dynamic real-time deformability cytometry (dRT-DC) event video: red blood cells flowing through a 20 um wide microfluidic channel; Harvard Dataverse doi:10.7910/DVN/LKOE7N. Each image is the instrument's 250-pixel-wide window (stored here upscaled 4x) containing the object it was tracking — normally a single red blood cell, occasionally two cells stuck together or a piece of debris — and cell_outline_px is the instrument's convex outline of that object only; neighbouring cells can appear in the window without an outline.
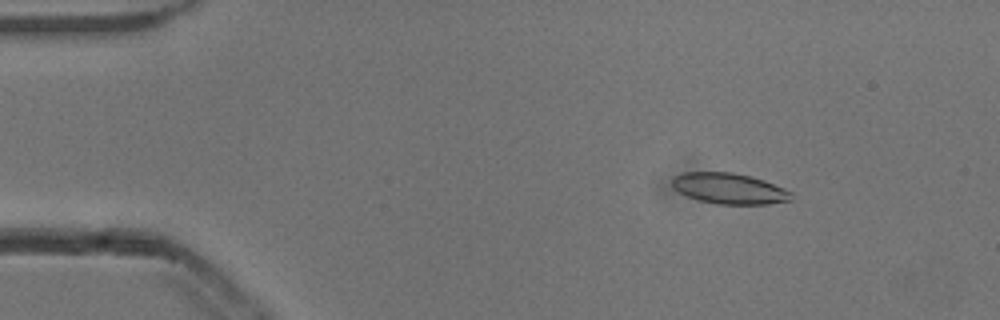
{"species": "common noctule bat (a hibernating species)", "species_latin": "Nyctalus noctula", "temperature_condition": "cold", "stored_images_in_passage": 52, "camera_frame_rate_fps": 3000, "um_per_image_px": 0.085, "animal": {"sex": "male", "body_mass_g": 13.3}, "frame": {"image": 1, "passage_image": 6, "time_ms": 1.667, "image_size_px": [1000, 320], "cell_outline_px": [[792, 200], [768, 204], [716, 204], [700, 200], [688, 196], [672, 188], [672, 180], [680, 172], [732, 172], [764, 180], [784, 188], [792, 192]], "centroid_in_image_um": [61.99, 16.02], "position_along_channel_um": 23.0, "area_um2": 21.33}}
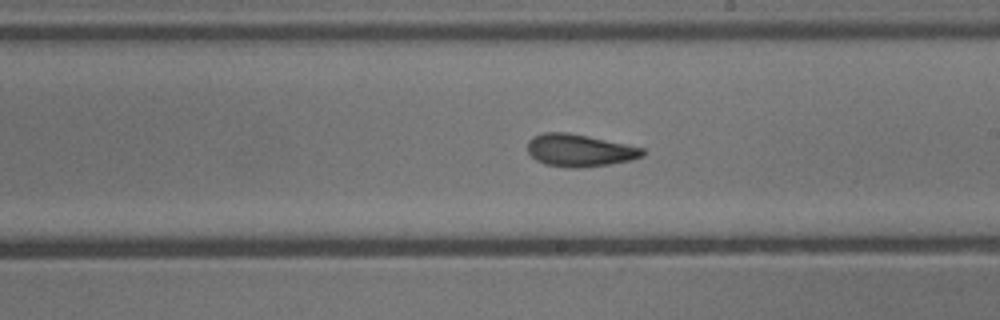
{"frame": {"image": 2, "passage_image": 29, "time_ms": 9.333, "image_size_px": [1000, 320], "cell_outline_px": [[644, 156], [632, 160], [608, 164], [580, 168], [568, 168], [544, 164], [536, 160], [528, 152], [528, 140], [532, 136], [544, 132], [568, 132], [588, 136], [644, 148]], "centroid_in_image_um": [49.24, 12.78], "position_along_channel_um": 239.8, "area_um2": 21.79}}
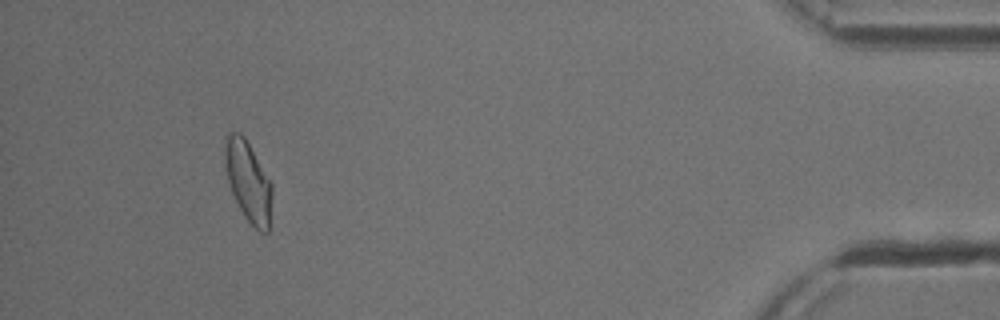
{"frame": {"image": 3, "passage_image": 48, "time_ms": 15.667, "image_size_px": [1000, 320], "cell_outline_px": [[272, 192], [268, 232], [260, 232], [244, 216], [232, 192], [228, 180], [224, 164], [224, 136], [228, 132], [240, 132], [244, 136], [272, 184]], "centroid_in_image_um": [21.07, 15.36], "position_along_channel_um": 414.1, "area_um2": 21.91}, "authors_computed_cell_mechanics": {"area_um2": 21.5883, "velocity_mm_per_s": 3.8402, "shape_relaxation_time_tau1_ms": 6.3431, "shape_relaxation_time_tau2_ms": 2.7193, "deformation_change_tau1": 0.151, "deformation_change_tau2": 0.106}}